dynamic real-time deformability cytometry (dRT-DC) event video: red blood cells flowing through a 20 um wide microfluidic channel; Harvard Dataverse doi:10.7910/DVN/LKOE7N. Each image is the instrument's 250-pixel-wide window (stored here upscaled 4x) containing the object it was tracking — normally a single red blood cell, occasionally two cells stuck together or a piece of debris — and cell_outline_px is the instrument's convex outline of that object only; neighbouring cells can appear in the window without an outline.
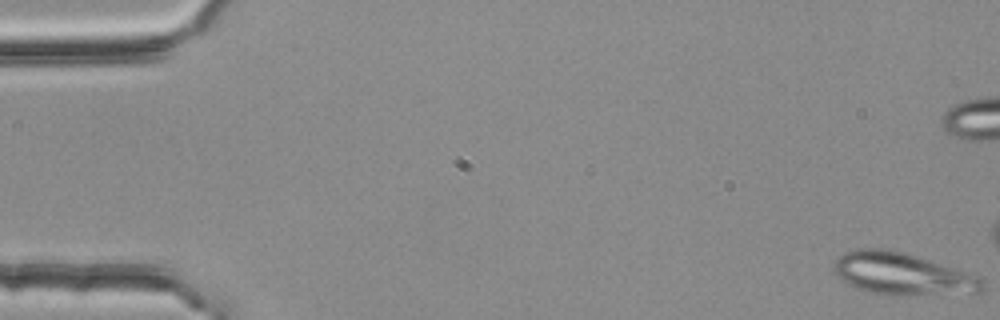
{"species": "common noctule bat (a hibernating species)", "species_latin": "Nyctalus noctula", "temperature_condition": "room temperature", "stored_images_in_passage": 4, "camera_frame_rate_fps": 3000, "um_per_image_px": 0.085, "animal": {"sex": "female", "body_mass_g": 25.1}, "frame": {"image": 1, "passage_image": 4, "time_ms": 1.0, "image_size_px": [1000, 320], "cell_outline_px": [[984, 292], [900, 296], [888, 296], [868, 292], [856, 288], [848, 284], [832, 272], [832, 264], [844, 252], [856, 248], [888, 248], [904, 252], [980, 276], [984, 280]], "centroid_in_image_um": [76.67, 23.29], "position_along_channel_um": 8.3, "area_um2": 37.11}}